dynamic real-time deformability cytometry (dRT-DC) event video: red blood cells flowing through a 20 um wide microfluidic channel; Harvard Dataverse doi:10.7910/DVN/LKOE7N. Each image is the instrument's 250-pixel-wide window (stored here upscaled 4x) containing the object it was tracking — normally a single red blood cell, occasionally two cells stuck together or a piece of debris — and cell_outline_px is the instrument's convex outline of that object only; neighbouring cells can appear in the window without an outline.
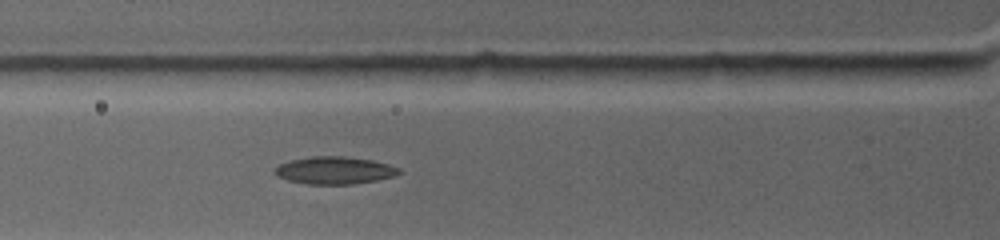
{"species": "common noctule bat (a hibernating species)", "species_latin": "Nyctalus noctula", "temperature_condition": "warm", "stored_images_in_passage": 4, "camera_frame_rate_fps": 4500, "um_per_image_px": 0.085, "animal": {"sex": "female", "body_mass_g": 19.0, "forearm_length_mm": 53.3}, "frame": {"image": 1, "passage_image": 4, "time_ms": 2.667, "image_size_px": [1000, 240], "cell_outline_px": [[400, 172], [392, 176], [376, 180], [352, 184], [308, 184], [288, 180], [276, 176], [272, 172], [280, 164], [292, 160], [308, 156], [344, 156], [372, 160], [388, 164], [400, 168]], "centroid_in_image_um": [28.4, 14.47], "position_along_channel_um": 97.4, "area_um2": 19.77}}